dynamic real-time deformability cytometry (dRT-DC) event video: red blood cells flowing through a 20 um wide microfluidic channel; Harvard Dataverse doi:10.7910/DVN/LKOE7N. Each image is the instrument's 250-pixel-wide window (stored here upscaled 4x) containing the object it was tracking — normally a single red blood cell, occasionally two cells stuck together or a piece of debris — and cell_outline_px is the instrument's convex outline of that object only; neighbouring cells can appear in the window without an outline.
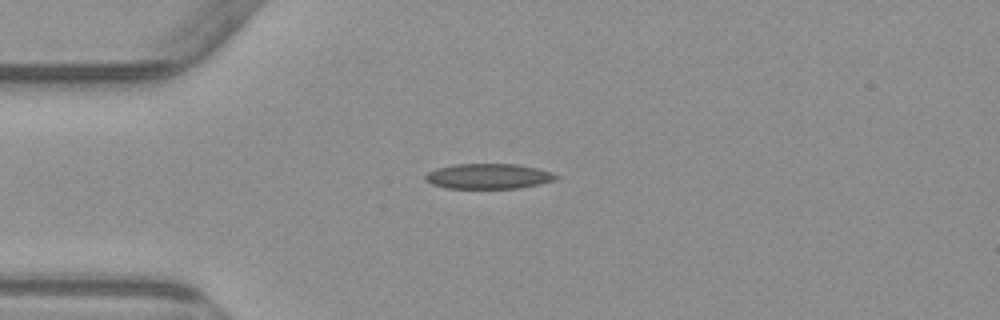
{"species": "common noctule bat (a hibernating species)", "species_latin": "Nyctalus noctula", "temperature_condition": "warm", "stored_images_in_passage": 3, "camera_frame_rate_fps": 3000, "um_per_image_px": 0.085, "animal": {"sex": "male", "body_mass_g": 23.1, "forearm_length_mm": 52.7}, "frame": {"image": 1, "passage_image": 1, "time_ms": 0.0, "image_size_px": [1000, 320], "cell_outline_px": [[560, 176], [556, 180], [540, 184], [520, 188], [448, 188], [432, 184], [424, 180], [424, 176], [428, 172], [436, 168], [452, 164], [516, 164], [536, 168], [552, 172]], "centroid_in_image_um": [41.52, 14.98], "position_along_channel_um": 43.5, "area_um2": 19.31}}
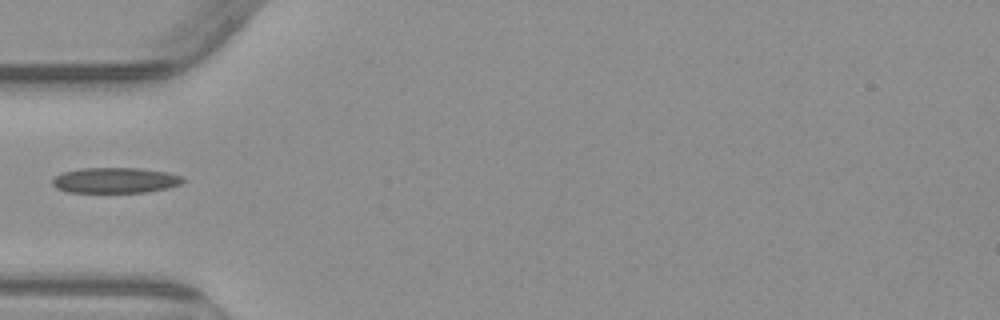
{"frame": {"image": 2, "passage_image": 2, "time_ms": 1.333, "image_size_px": [1000, 320], "cell_outline_px": [[184, 180], [180, 184], [168, 188], [148, 192], [68, 192], [56, 188], [52, 184], [52, 180], [56, 176], [64, 172], [80, 168], [140, 168], [168, 172], [184, 176]], "centroid_in_image_um": [9.83, 15.32], "position_along_channel_um": 75.2, "area_um2": 19.48}}
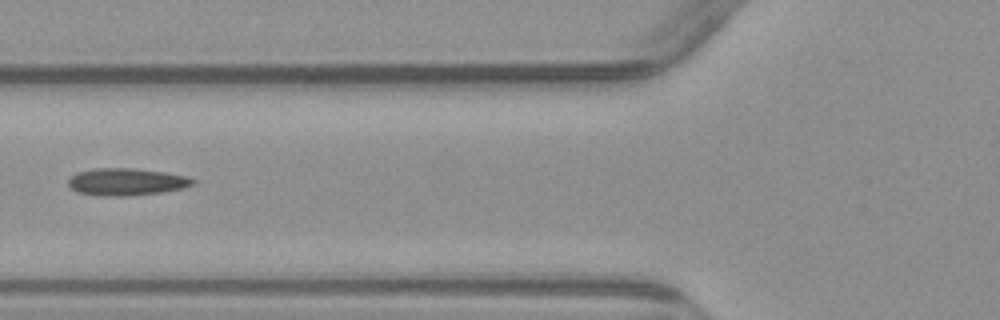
{"frame": {"image": 3, "passage_image": 3, "time_ms": 2.333, "image_size_px": [1000, 320], "cell_outline_px": [[196, 184], [184, 188], [160, 192], [124, 196], [100, 196], [76, 192], [68, 184], [68, 180], [76, 172], [96, 168], [136, 168], [164, 172], [188, 176], [196, 180]], "centroid_in_image_um": [10.77, 15.45], "position_along_channel_um": 115.0, "area_um2": 19.88}}